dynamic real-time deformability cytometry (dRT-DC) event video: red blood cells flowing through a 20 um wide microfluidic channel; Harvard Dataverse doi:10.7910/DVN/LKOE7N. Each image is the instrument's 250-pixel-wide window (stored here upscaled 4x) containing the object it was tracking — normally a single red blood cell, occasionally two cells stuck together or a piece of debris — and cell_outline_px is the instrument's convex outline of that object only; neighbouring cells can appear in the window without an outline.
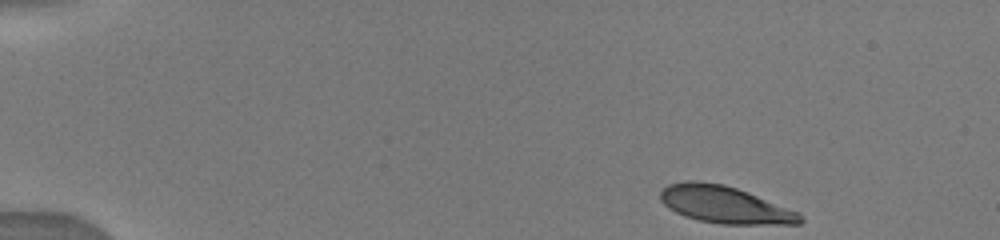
{"species": "human", "species_latin": "Homo sapiens", "temperature_condition": "warm", "stored_images_in_passage": 44, "camera_frame_rate_fps": 3000, "um_per_image_px": 0.085, "donor": {"sex": "male"}, "frame": {"image": 1, "passage_image": 1, "time_ms": 0.0, "image_size_px": [1000, 240], "cell_outline_px": [[804, 220], [800, 224], [720, 224], [700, 220], [684, 216], [668, 208], [660, 200], [660, 192], [668, 184], [688, 180], [696, 180], [724, 184], [736, 188], [800, 212], [804, 216]], "centroid_in_image_um": [61.62, 17.4], "position_along_channel_um": 23.4, "area_um2": 30.29}}
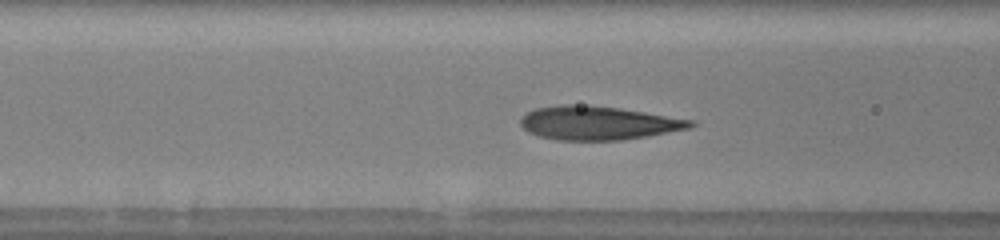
{"frame": {"image": 2, "passage_image": 22, "time_ms": 5.0, "image_size_px": [1000, 240], "cell_outline_px": [[696, 124], [692, 128], [620, 140], [556, 140], [540, 136], [528, 132], [520, 124], [520, 120], [528, 112], [536, 108], [560, 104], [572, 104], [620, 108], [696, 120]], "centroid_in_image_um": [50.87, 10.45], "position_along_channel_um": 115.7, "area_um2": 33.23}}
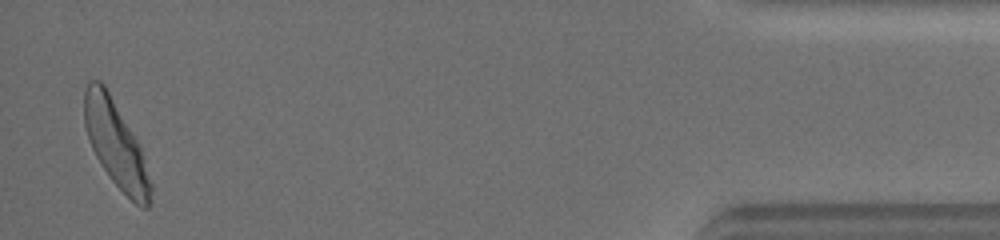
{"frame": {"image": 3, "passage_image": 44, "time_ms": 14.333, "image_size_px": [1000, 240], "cell_outline_px": [[152, 192], [148, 208], [140, 208], [112, 180], [96, 156], [88, 140], [84, 124], [84, 88], [88, 80], [100, 80], [104, 84], [140, 144], [152, 184]], "centroid_in_image_um": [9.85, 12.24], "position_along_channel_um": 425.4, "area_um2": 33.23}}